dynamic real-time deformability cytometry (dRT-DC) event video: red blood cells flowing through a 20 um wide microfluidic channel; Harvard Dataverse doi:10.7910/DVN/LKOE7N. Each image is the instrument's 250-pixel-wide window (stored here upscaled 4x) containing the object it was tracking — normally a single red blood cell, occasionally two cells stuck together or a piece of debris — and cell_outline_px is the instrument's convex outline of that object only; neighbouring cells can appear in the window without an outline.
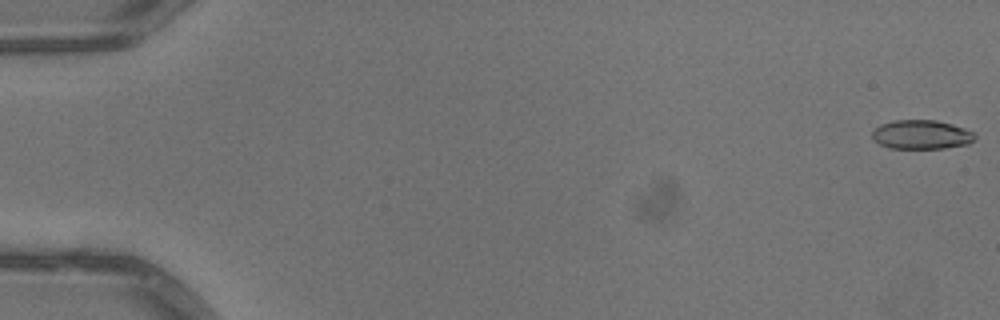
{"species": "common noctule bat (a hibernating species)", "species_latin": "Nyctalus noctula", "temperature_condition": "warm", "stored_images_in_passage": 3, "camera_frame_rate_fps": 3000, "um_per_image_px": 0.085, "animal": {"sex": "male", "body_mass_g": 13.3}, "frame": {"image": 1, "passage_image": 1, "time_ms": 0.0, "image_size_px": [1000, 320], "cell_outline_px": [[976, 140], [968, 144], [944, 148], [888, 148], [872, 140], [872, 128], [880, 124], [892, 120], [936, 120], [952, 124], [976, 132]], "centroid_in_image_um": [78.31, 11.43], "position_along_channel_um": 6.7, "area_um2": 17.74}}